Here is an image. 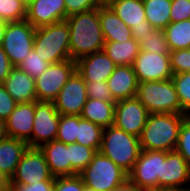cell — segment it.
I'll return each mask as SVG.
<instances>
[{
	"label": "cell",
	"instance_id": "1",
	"mask_svg": "<svg viewBox=\"0 0 190 191\" xmlns=\"http://www.w3.org/2000/svg\"><path fill=\"white\" fill-rule=\"evenodd\" d=\"M70 31V59H78L103 50L105 44L99 21V7L83 13L68 16Z\"/></svg>",
	"mask_w": 190,
	"mask_h": 191
},
{
	"label": "cell",
	"instance_id": "2",
	"mask_svg": "<svg viewBox=\"0 0 190 191\" xmlns=\"http://www.w3.org/2000/svg\"><path fill=\"white\" fill-rule=\"evenodd\" d=\"M185 114L152 113L139 137L141 148L145 150L174 151L179 129Z\"/></svg>",
	"mask_w": 190,
	"mask_h": 191
},
{
	"label": "cell",
	"instance_id": "3",
	"mask_svg": "<svg viewBox=\"0 0 190 191\" xmlns=\"http://www.w3.org/2000/svg\"><path fill=\"white\" fill-rule=\"evenodd\" d=\"M99 151L129 173L142 148L137 136L112 125L104 128Z\"/></svg>",
	"mask_w": 190,
	"mask_h": 191
},
{
	"label": "cell",
	"instance_id": "4",
	"mask_svg": "<svg viewBox=\"0 0 190 191\" xmlns=\"http://www.w3.org/2000/svg\"><path fill=\"white\" fill-rule=\"evenodd\" d=\"M70 31L66 20L36 28L33 49L50 64L70 59Z\"/></svg>",
	"mask_w": 190,
	"mask_h": 191
},
{
	"label": "cell",
	"instance_id": "5",
	"mask_svg": "<svg viewBox=\"0 0 190 191\" xmlns=\"http://www.w3.org/2000/svg\"><path fill=\"white\" fill-rule=\"evenodd\" d=\"M136 98L146 107L149 114H183L176 89L171 79L138 82Z\"/></svg>",
	"mask_w": 190,
	"mask_h": 191
},
{
	"label": "cell",
	"instance_id": "6",
	"mask_svg": "<svg viewBox=\"0 0 190 191\" xmlns=\"http://www.w3.org/2000/svg\"><path fill=\"white\" fill-rule=\"evenodd\" d=\"M85 187L95 191H110L128 178V173L110 158L97 151L90 163L79 173Z\"/></svg>",
	"mask_w": 190,
	"mask_h": 191
},
{
	"label": "cell",
	"instance_id": "7",
	"mask_svg": "<svg viewBox=\"0 0 190 191\" xmlns=\"http://www.w3.org/2000/svg\"><path fill=\"white\" fill-rule=\"evenodd\" d=\"M35 31L36 28L26 19L7 23L2 48L14 67H17L33 49Z\"/></svg>",
	"mask_w": 190,
	"mask_h": 191
},
{
	"label": "cell",
	"instance_id": "8",
	"mask_svg": "<svg viewBox=\"0 0 190 191\" xmlns=\"http://www.w3.org/2000/svg\"><path fill=\"white\" fill-rule=\"evenodd\" d=\"M76 71V61L71 59L50 64L48 68L35 79L37 101L53 102L61 88Z\"/></svg>",
	"mask_w": 190,
	"mask_h": 191
},
{
	"label": "cell",
	"instance_id": "9",
	"mask_svg": "<svg viewBox=\"0 0 190 191\" xmlns=\"http://www.w3.org/2000/svg\"><path fill=\"white\" fill-rule=\"evenodd\" d=\"M60 114L54 102L35 101V113L31 137L26 141L29 148L56 140Z\"/></svg>",
	"mask_w": 190,
	"mask_h": 191
},
{
	"label": "cell",
	"instance_id": "10",
	"mask_svg": "<svg viewBox=\"0 0 190 191\" xmlns=\"http://www.w3.org/2000/svg\"><path fill=\"white\" fill-rule=\"evenodd\" d=\"M165 158V151L142 149L128 178L142 189L158 187V176H161Z\"/></svg>",
	"mask_w": 190,
	"mask_h": 191
},
{
	"label": "cell",
	"instance_id": "11",
	"mask_svg": "<svg viewBox=\"0 0 190 191\" xmlns=\"http://www.w3.org/2000/svg\"><path fill=\"white\" fill-rule=\"evenodd\" d=\"M39 181H55V177L40 149L28 148L17 165L11 183L32 184Z\"/></svg>",
	"mask_w": 190,
	"mask_h": 191
},
{
	"label": "cell",
	"instance_id": "12",
	"mask_svg": "<svg viewBox=\"0 0 190 191\" xmlns=\"http://www.w3.org/2000/svg\"><path fill=\"white\" fill-rule=\"evenodd\" d=\"M149 112L136 98H129L115 102L113 125L126 133L140 137Z\"/></svg>",
	"mask_w": 190,
	"mask_h": 191
},
{
	"label": "cell",
	"instance_id": "13",
	"mask_svg": "<svg viewBox=\"0 0 190 191\" xmlns=\"http://www.w3.org/2000/svg\"><path fill=\"white\" fill-rule=\"evenodd\" d=\"M132 67L138 82L169 80L173 75L169 54L140 50Z\"/></svg>",
	"mask_w": 190,
	"mask_h": 191
},
{
	"label": "cell",
	"instance_id": "14",
	"mask_svg": "<svg viewBox=\"0 0 190 191\" xmlns=\"http://www.w3.org/2000/svg\"><path fill=\"white\" fill-rule=\"evenodd\" d=\"M87 98L86 83L75 71L53 102L60 115H81Z\"/></svg>",
	"mask_w": 190,
	"mask_h": 191
},
{
	"label": "cell",
	"instance_id": "15",
	"mask_svg": "<svg viewBox=\"0 0 190 191\" xmlns=\"http://www.w3.org/2000/svg\"><path fill=\"white\" fill-rule=\"evenodd\" d=\"M189 183L190 167L184 157L175 150L166 152V158L162 163L161 176H158V187L190 189Z\"/></svg>",
	"mask_w": 190,
	"mask_h": 191
},
{
	"label": "cell",
	"instance_id": "16",
	"mask_svg": "<svg viewBox=\"0 0 190 191\" xmlns=\"http://www.w3.org/2000/svg\"><path fill=\"white\" fill-rule=\"evenodd\" d=\"M25 19L35 28L64 21L65 0H33L26 7Z\"/></svg>",
	"mask_w": 190,
	"mask_h": 191
},
{
	"label": "cell",
	"instance_id": "17",
	"mask_svg": "<svg viewBox=\"0 0 190 191\" xmlns=\"http://www.w3.org/2000/svg\"><path fill=\"white\" fill-rule=\"evenodd\" d=\"M116 66L103 50L76 61V71L84 81H107Z\"/></svg>",
	"mask_w": 190,
	"mask_h": 191
},
{
	"label": "cell",
	"instance_id": "18",
	"mask_svg": "<svg viewBox=\"0 0 190 191\" xmlns=\"http://www.w3.org/2000/svg\"><path fill=\"white\" fill-rule=\"evenodd\" d=\"M35 101L17 103L6 119L8 137L27 141L32 134Z\"/></svg>",
	"mask_w": 190,
	"mask_h": 191
},
{
	"label": "cell",
	"instance_id": "19",
	"mask_svg": "<svg viewBox=\"0 0 190 191\" xmlns=\"http://www.w3.org/2000/svg\"><path fill=\"white\" fill-rule=\"evenodd\" d=\"M39 149L44 154L49 170L54 177L78 174L71 167L69 146L67 144L53 140L42 144Z\"/></svg>",
	"mask_w": 190,
	"mask_h": 191
},
{
	"label": "cell",
	"instance_id": "20",
	"mask_svg": "<svg viewBox=\"0 0 190 191\" xmlns=\"http://www.w3.org/2000/svg\"><path fill=\"white\" fill-rule=\"evenodd\" d=\"M107 85L115 101L136 97L138 80L131 65L116 66L107 79Z\"/></svg>",
	"mask_w": 190,
	"mask_h": 191
},
{
	"label": "cell",
	"instance_id": "21",
	"mask_svg": "<svg viewBox=\"0 0 190 191\" xmlns=\"http://www.w3.org/2000/svg\"><path fill=\"white\" fill-rule=\"evenodd\" d=\"M2 84L17 103L37 101L35 79L19 67H13Z\"/></svg>",
	"mask_w": 190,
	"mask_h": 191
},
{
	"label": "cell",
	"instance_id": "22",
	"mask_svg": "<svg viewBox=\"0 0 190 191\" xmlns=\"http://www.w3.org/2000/svg\"><path fill=\"white\" fill-rule=\"evenodd\" d=\"M99 21L105 42H125L133 38L129 28L109 7H99Z\"/></svg>",
	"mask_w": 190,
	"mask_h": 191
},
{
	"label": "cell",
	"instance_id": "23",
	"mask_svg": "<svg viewBox=\"0 0 190 191\" xmlns=\"http://www.w3.org/2000/svg\"><path fill=\"white\" fill-rule=\"evenodd\" d=\"M29 148L26 141L6 137L0 141V170L10 178L14 175L23 154Z\"/></svg>",
	"mask_w": 190,
	"mask_h": 191
},
{
	"label": "cell",
	"instance_id": "24",
	"mask_svg": "<svg viewBox=\"0 0 190 191\" xmlns=\"http://www.w3.org/2000/svg\"><path fill=\"white\" fill-rule=\"evenodd\" d=\"M115 102L87 98L80 116L82 119L91 121L103 128L112 126L114 123Z\"/></svg>",
	"mask_w": 190,
	"mask_h": 191
},
{
	"label": "cell",
	"instance_id": "25",
	"mask_svg": "<svg viewBox=\"0 0 190 191\" xmlns=\"http://www.w3.org/2000/svg\"><path fill=\"white\" fill-rule=\"evenodd\" d=\"M110 7L129 28L146 26L143 0H116Z\"/></svg>",
	"mask_w": 190,
	"mask_h": 191
},
{
	"label": "cell",
	"instance_id": "26",
	"mask_svg": "<svg viewBox=\"0 0 190 191\" xmlns=\"http://www.w3.org/2000/svg\"><path fill=\"white\" fill-rule=\"evenodd\" d=\"M103 51L117 65H133L140 45L134 38L123 42H105Z\"/></svg>",
	"mask_w": 190,
	"mask_h": 191
},
{
	"label": "cell",
	"instance_id": "27",
	"mask_svg": "<svg viewBox=\"0 0 190 191\" xmlns=\"http://www.w3.org/2000/svg\"><path fill=\"white\" fill-rule=\"evenodd\" d=\"M172 0H143L146 21L154 28L164 29L171 22Z\"/></svg>",
	"mask_w": 190,
	"mask_h": 191
},
{
	"label": "cell",
	"instance_id": "28",
	"mask_svg": "<svg viewBox=\"0 0 190 191\" xmlns=\"http://www.w3.org/2000/svg\"><path fill=\"white\" fill-rule=\"evenodd\" d=\"M163 31L170 51L190 49V19L170 22Z\"/></svg>",
	"mask_w": 190,
	"mask_h": 191
},
{
	"label": "cell",
	"instance_id": "29",
	"mask_svg": "<svg viewBox=\"0 0 190 191\" xmlns=\"http://www.w3.org/2000/svg\"><path fill=\"white\" fill-rule=\"evenodd\" d=\"M103 130V127L82 119L81 116L78 115L76 143L93 148L97 152L101 147Z\"/></svg>",
	"mask_w": 190,
	"mask_h": 191
},
{
	"label": "cell",
	"instance_id": "30",
	"mask_svg": "<svg viewBox=\"0 0 190 191\" xmlns=\"http://www.w3.org/2000/svg\"><path fill=\"white\" fill-rule=\"evenodd\" d=\"M140 50L157 54H169V46L162 29L154 28L139 42Z\"/></svg>",
	"mask_w": 190,
	"mask_h": 191
},
{
	"label": "cell",
	"instance_id": "31",
	"mask_svg": "<svg viewBox=\"0 0 190 191\" xmlns=\"http://www.w3.org/2000/svg\"><path fill=\"white\" fill-rule=\"evenodd\" d=\"M67 145L69 146L71 167L79 174L90 163L96 151L78 143Z\"/></svg>",
	"mask_w": 190,
	"mask_h": 191
},
{
	"label": "cell",
	"instance_id": "32",
	"mask_svg": "<svg viewBox=\"0 0 190 191\" xmlns=\"http://www.w3.org/2000/svg\"><path fill=\"white\" fill-rule=\"evenodd\" d=\"M171 80L176 89L183 114L190 116V73L173 74Z\"/></svg>",
	"mask_w": 190,
	"mask_h": 191
},
{
	"label": "cell",
	"instance_id": "33",
	"mask_svg": "<svg viewBox=\"0 0 190 191\" xmlns=\"http://www.w3.org/2000/svg\"><path fill=\"white\" fill-rule=\"evenodd\" d=\"M78 115H60L56 140L65 144L76 143Z\"/></svg>",
	"mask_w": 190,
	"mask_h": 191
},
{
	"label": "cell",
	"instance_id": "34",
	"mask_svg": "<svg viewBox=\"0 0 190 191\" xmlns=\"http://www.w3.org/2000/svg\"><path fill=\"white\" fill-rule=\"evenodd\" d=\"M26 7L21 0H0V19L7 22L24 20Z\"/></svg>",
	"mask_w": 190,
	"mask_h": 191
},
{
	"label": "cell",
	"instance_id": "35",
	"mask_svg": "<svg viewBox=\"0 0 190 191\" xmlns=\"http://www.w3.org/2000/svg\"><path fill=\"white\" fill-rule=\"evenodd\" d=\"M50 65L47 61L35 52L34 49L29 51L26 58L17 66L27 73L33 79H37Z\"/></svg>",
	"mask_w": 190,
	"mask_h": 191
},
{
	"label": "cell",
	"instance_id": "36",
	"mask_svg": "<svg viewBox=\"0 0 190 191\" xmlns=\"http://www.w3.org/2000/svg\"><path fill=\"white\" fill-rule=\"evenodd\" d=\"M175 151L184 157L190 167V116H186L181 123Z\"/></svg>",
	"mask_w": 190,
	"mask_h": 191
},
{
	"label": "cell",
	"instance_id": "37",
	"mask_svg": "<svg viewBox=\"0 0 190 191\" xmlns=\"http://www.w3.org/2000/svg\"><path fill=\"white\" fill-rule=\"evenodd\" d=\"M169 58L173 74L190 73V49L170 51Z\"/></svg>",
	"mask_w": 190,
	"mask_h": 191
},
{
	"label": "cell",
	"instance_id": "38",
	"mask_svg": "<svg viewBox=\"0 0 190 191\" xmlns=\"http://www.w3.org/2000/svg\"><path fill=\"white\" fill-rule=\"evenodd\" d=\"M54 191H85L84 182L79 174L55 177Z\"/></svg>",
	"mask_w": 190,
	"mask_h": 191
},
{
	"label": "cell",
	"instance_id": "39",
	"mask_svg": "<svg viewBox=\"0 0 190 191\" xmlns=\"http://www.w3.org/2000/svg\"><path fill=\"white\" fill-rule=\"evenodd\" d=\"M88 98L99 99L103 101H115L111 95L107 81H85Z\"/></svg>",
	"mask_w": 190,
	"mask_h": 191
},
{
	"label": "cell",
	"instance_id": "40",
	"mask_svg": "<svg viewBox=\"0 0 190 191\" xmlns=\"http://www.w3.org/2000/svg\"><path fill=\"white\" fill-rule=\"evenodd\" d=\"M98 8L96 0H65L66 18Z\"/></svg>",
	"mask_w": 190,
	"mask_h": 191
},
{
	"label": "cell",
	"instance_id": "41",
	"mask_svg": "<svg viewBox=\"0 0 190 191\" xmlns=\"http://www.w3.org/2000/svg\"><path fill=\"white\" fill-rule=\"evenodd\" d=\"M170 18L171 22L190 19V0H172Z\"/></svg>",
	"mask_w": 190,
	"mask_h": 191
},
{
	"label": "cell",
	"instance_id": "42",
	"mask_svg": "<svg viewBox=\"0 0 190 191\" xmlns=\"http://www.w3.org/2000/svg\"><path fill=\"white\" fill-rule=\"evenodd\" d=\"M17 102L6 91L3 84H0V118L6 120L14 111Z\"/></svg>",
	"mask_w": 190,
	"mask_h": 191
},
{
	"label": "cell",
	"instance_id": "43",
	"mask_svg": "<svg viewBox=\"0 0 190 191\" xmlns=\"http://www.w3.org/2000/svg\"><path fill=\"white\" fill-rule=\"evenodd\" d=\"M10 191H54V181H39L32 184L11 183Z\"/></svg>",
	"mask_w": 190,
	"mask_h": 191
},
{
	"label": "cell",
	"instance_id": "44",
	"mask_svg": "<svg viewBox=\"0 0 190 191\" xmlns=\"http://www.w3.org/2000/svg\"><path fill=\"white\" fill-rule=\"evenodd\" d=\"M13 67L4 49L0 46V84L5 81Z\"/></svg>",
	"mask_w": 190,
	"mask_h": 191
},
{
	"label": "cell",
	"instance_id": "45",
	"mask_svg": "<svg viewBox=\"0 0 190 191\" xmlns=\"http://www.w3.org/2000/svg\"><path fill=\"white\" fill-rule=\"evenodd\" d=\"M154 29V27L146 21V26H140V27H132L131 33L132 37L137 41L140 42L143 37H146L149 32H151Z\"/></svg>",
	"mask_w": 190,
	"mask_h": 191
},
{
	"label": "cell",
	"instance_id": "46",
	"mask_svg": "<svg viewBox=\"0 0 190 191\" xmlns=\"http://www.w3.org/2000/svg\"><path fill=\"white\" fill-rule=\"evenodd\" d=\"M110 191H143V189L127 178L123 183L115 186Z\"/></svg>",
	"mask_w": 190,
	"mask_h": 191
},
{
	"label": "cell",
	"instance_id": "47",
	"mask_svg": "<svg viewBox=\"0 0 190 191\" xmlns=\"http://www.w3.org/2000/svg\"><path fill=\"white\" fill-rule=\"evenodd\" d=\"M11 178L0 170V191H10Z\"/></svg>",
	"mask_w": 190,
	"mask_h": 191
},
{
	"label": "cell",
	"instance_id": "48",
	"mask_svg": "<svg viewBox=\"0 0 190 191\" xmlns=\"http://www.w3.org/2000/svg\"><path fill=\"white\" fill-rule=\"evenodd\" d=\"M143 191H189V189L178 187H156L150 189H143Z\"/></svg>",
	"mask_w": 190,
	"mask_h": 191
},
{
	"label": "cell",
	"instance_id": "49",
	"mask_svg": "<svg viewBox=\"0 0 190 191\" xmlns=\"http://www.w3.org/2000/svg\"><path fill=\"white\" fill-rule=\"evenodd\" d=\"M8 137L6 120L0 118V141Z\"/></svg>",
	"mask_w": 190,
	"mask_h": 191
},
{
	"label": "cell",
	"instance_id": "50",
	"mask_svg": "<svg viewBox=\"0 0 190 191\" xmlns=\"http://www.w3.org/2000/svg\"><path fill=\"white\" fill-rule=\"evenodd\" d=\"M7 23H8L7 21L0 19V46H2L3 37L5 34Z\"/></svg>",
	"mask_w": 190,
	"mask_h": 191
},
{
	"label": "cell",
	"instance_id": "51",
	"mask_svg": "<svg viewBox=\"0 0 190 191\" xmlns=\"http://www.w3.org/2000/svg\"><path fill=\"white\" fill-rule=\"evenodd\" d=\"M116 0H96V4L98 7H109L111 6Z\"/></svg>",
	"mask_w": 190,
	"mask_h": 191
},
{
	"label": "cell",
	"instance_id": "52",
	"mask_svg": "<svg viewBox=\"0 0 190 191\" xmlns=\"http://www.w3.org/2000/svg\"><path fill=\"white\" fill-rule=\"evenodd\" d=\"M26 6L32 2L33 0H21Z\"/></svg>",
	"mask_w": 190,
	"mask_h": 191
},
{
	"label": "cell",
	"instance_id": "53",
	"mask_svg": "<svg viewBox=\"0 0 190 191\" xmlns=\"http://www.w3.org/2000/svg\"><path fill=\"white\" fill-rule=\"evenodd\" d=\"M85 191H95V190H92V189L85 187Z\"/></svg>",
	"mask_w": 190,
	"mask_h": 191
}]
</instances>
